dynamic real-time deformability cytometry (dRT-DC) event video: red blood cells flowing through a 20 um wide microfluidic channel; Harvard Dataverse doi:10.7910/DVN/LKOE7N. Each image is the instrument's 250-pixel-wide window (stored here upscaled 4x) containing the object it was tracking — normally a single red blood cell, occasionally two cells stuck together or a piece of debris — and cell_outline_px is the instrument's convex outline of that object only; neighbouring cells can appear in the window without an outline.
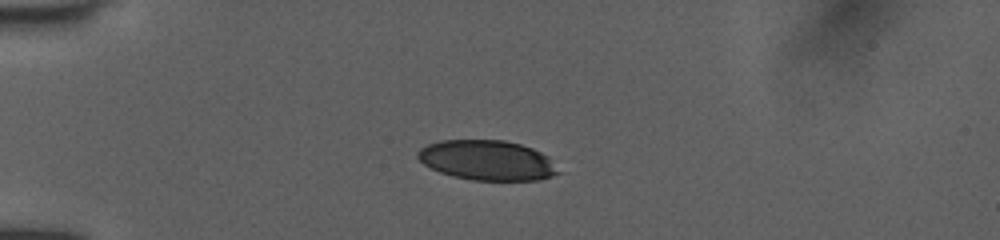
{"species": "human", "species_latin": "Homo sapiens", "temperature_condition": "room temperature", "stored_images_in_passage": 39, "camera_frame_rate_fps": 3000, "um_per_image_px": 0.085, "donor": {"sex": "female"}, "frame": {"image": 1, "passage_image": 1, "time_ms": 0.0, "image_size_px": [1000, 240], "cell_outline_px": [[564, 172], [540, 180], [472, 180], [452, 176], [440, 172], [424, 164], [416, 156], [416, 152], [420, 148], [428, 144], [440, 140], [504, 140], [520, 144], [532, 148], [548, 156]], "centroid_in_image_um": [41.45, 13.63], "position_along_channel_um": 43.5, "area_um2": 33.0}}
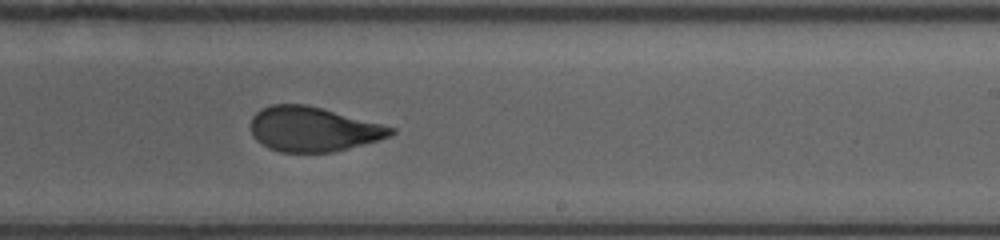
{"frame": {"image": 2, "passage_image": 20, "time_ms": 6.333, "image_size_px": [1000, 240], "cell_outline_px": [[396, 132], [388, 136], [376, 140], [332, 152], [280, 152], [268, 148], [256, 140], [252, 136], [252, 116], [260, 108], [272, 104], [304, 104], [320, 108], [396, 128]], "centroid_in_image_um": [26.55, 10.98], "position_along_channel_um": 262.4, "area_um2": 35.95}}
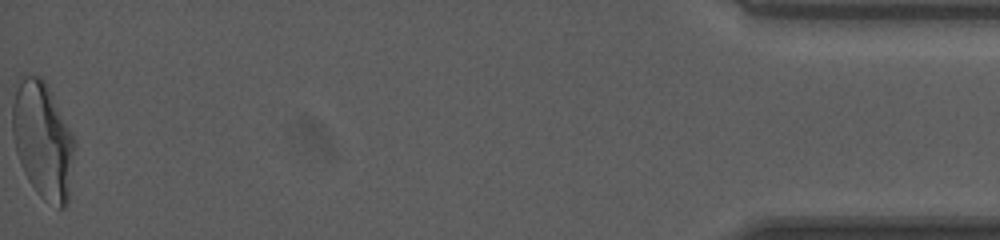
{"frame": {"image": 3, "passage_image": 39, "time_ms": 12.667, "image_size_px": [1000, 240], "cell_outline_px": [[76, 144], [68, 204], [64, 208], [60, 208], [44, 200], [36, 192], [28, 180], [20, 164], [16, 152], [12, 132], [12, 104], [16, 80], [20, 76], [40, 76], [44, 80], [72, 132], [76, 140]], "centroid_in_image_um": [3.64, 11.93], "position_along_channel_um": 431.6, "area_um2": 42.77}, "authors_computed_cell_mechanics": {"area_um2": 37.57, "velocity_mm_per_s": 4.0483, "shape_relaxation_time_tau1_ms": 5.2587, "shape_relaxation_time_tau2_ms": 1.104, "deformation_change_tau1": 0.1933, "deformation_change_tau2": 0.0818}}